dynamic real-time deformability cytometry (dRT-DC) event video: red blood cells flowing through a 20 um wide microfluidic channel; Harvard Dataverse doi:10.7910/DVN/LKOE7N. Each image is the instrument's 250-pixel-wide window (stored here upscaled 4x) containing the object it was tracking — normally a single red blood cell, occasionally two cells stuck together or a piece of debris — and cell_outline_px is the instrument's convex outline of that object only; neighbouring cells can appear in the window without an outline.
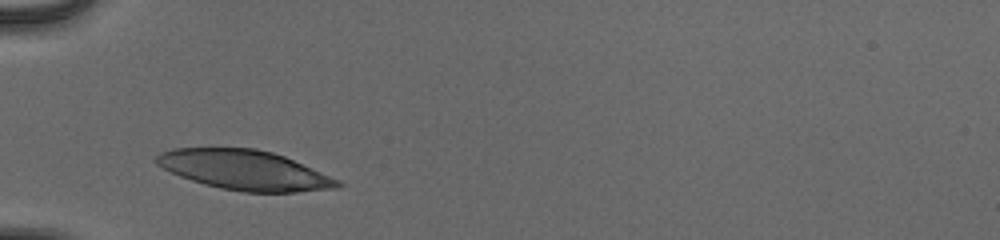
{"species": "human", "species_latin": "Homo sapiens", "temperature_condition": "cold", "stored_images_in_passage": 28, "camera_frame_rate_fps": 3000, "um_per_image_px": 0.085, "donor": {"sex": "male"}, "frame": {"image": 1, "passage_image": 1, "time_ms": 0.0, "image_size_px": [1000, 240], "cell_outline_px": [[344, 184], [340, 188], [296, 192], [244, 192], [220, 188], [204, 184], [180, 176], [156, 164], [156, 156], [160, 152], [172, 148], [256, 148], [272, 152], [284, 156], [340, 180]], "centroid_in_image_um": [20.81, 14.46], "position_along_channel_um": 64.2, "area_um2": 41.85}}
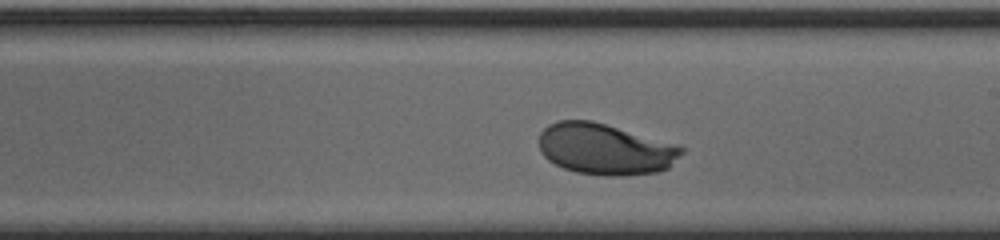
{"frame": {"image": 2, "passage_image": 15, "time_ms": 4.667, "image_size_px": [1000, 240], "cell_outline_px": [[684, 152], [668, 168], [656, 172], [624, 176], [604, 176], [576, 172], [564, 168], [548, 160], [540, 152], [540, 132], [548, 124], [556, 120], [592, 120], [684, 148]], "centroid_in_image_um": [51.38, 12.69], "position_along_channel_um": 237.6, "area_um2": 42.08}}
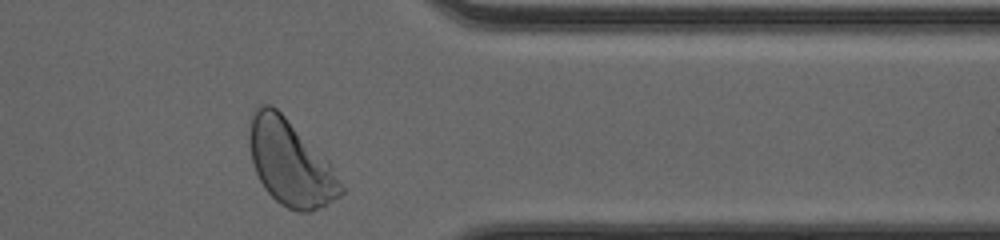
{"frame": {"image": 3, "passage_image": 27, "time_ms": 8.667, "image_size_px": [1000, 240], "cell_outline_px": [[344, 192], [340, 196], [308, 212], [300, 212], [288, 208], [280, 204], [264, 188], [256, 172], [252, 160], [248, 144], [248, 132], [252, 112], [260, 104], [272, 104], [332, 164], [344, 188]], "centroid_in_image_um": [24.65, 13.83], "position_along_channel_um": 386.7, "area_um2": 45.26}, "authors_computed_cell_mechanics": {"area_um2": 42.1651, "velocity_mm_per_s": 3.8787, "shape_relaxation_time_tau1_ms": 1.9954, "shape_relaxation_time_tau2_ms": null, "deformation_change_tau1": 0.1374, "deformation_change_tau2": null}}